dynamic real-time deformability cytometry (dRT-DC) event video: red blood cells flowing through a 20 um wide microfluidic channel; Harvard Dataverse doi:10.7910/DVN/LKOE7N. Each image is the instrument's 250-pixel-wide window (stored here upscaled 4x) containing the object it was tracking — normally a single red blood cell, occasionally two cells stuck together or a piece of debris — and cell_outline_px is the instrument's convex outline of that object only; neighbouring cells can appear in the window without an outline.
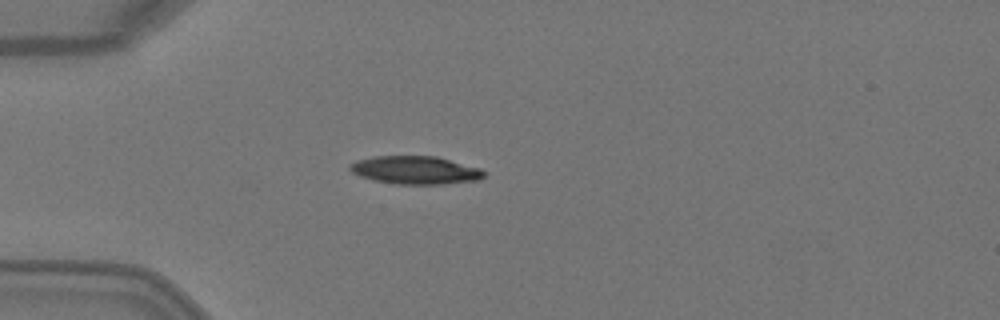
{"species": "Egyptian fruit bat (a non-hibernating species)", "species_latin": "Rousettus aegyptiacus", "temperature_condition": "warm", "stored_images_in_passage": 1, "camera_frame_rate_fps": 3000, "um_per_image_px": 0.085, "animal": {"sex": "female"}, "frame": {"image": 1, "passage_image": 1, "time_ms": 0.0, "image_size_px": [1000, 320], "cell_outline_px": [[484, 176], [480, 180], [444, 184], [396, 184], [372, 180], [360, 176], [352, 172], [348, 168], [356, 160], [372, 156], [436, 156], [480, 168], [484, 172]], "centroid_in_image_um": [35.3, 14.46], "position_along_channel_um": 49.7, "area_um2": 21.96}}